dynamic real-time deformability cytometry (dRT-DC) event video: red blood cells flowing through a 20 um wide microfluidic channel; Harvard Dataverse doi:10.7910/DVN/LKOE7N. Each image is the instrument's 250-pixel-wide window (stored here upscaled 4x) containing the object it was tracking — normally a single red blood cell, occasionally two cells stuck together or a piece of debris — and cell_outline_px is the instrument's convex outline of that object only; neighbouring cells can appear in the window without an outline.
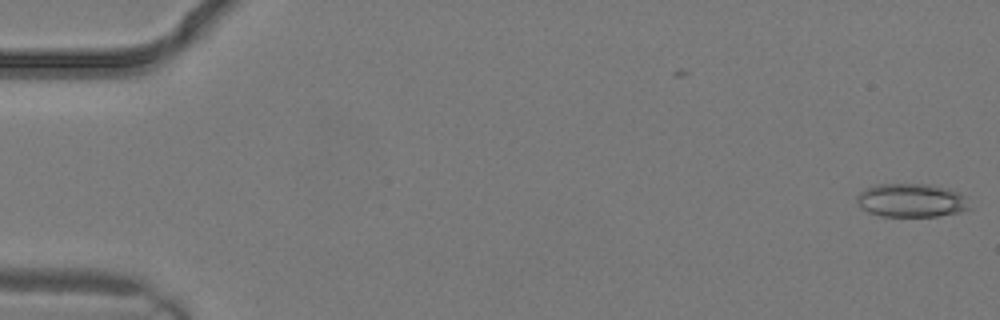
{"species": "common noctule bat (a hibernating species)", "species_latin": "Nyctalus noctula", "temperature_condition": "warm", "stored_images_in_passage": 5, "camera_frame_rate_fps": 3000, "um_per_image_px": 0.085, "animal": {"sex": "male", "body_mass_g": 19.2, "forearm_length_mm": 51.8}, "frame": {"image": 1, "passage_image": 1, "time_ms": 0.0, "image_size_px": [1000, 320], "cell_outline_px": [[972, 208], [960, 212], [936, 216], [880, 216], [868, 212], [860, 208], [856, 200], [856, 196], [864, 188], [876, 184], [924, 184], [948, 188], [960, 192], [964, 196]], "centroid_in_image_um": [77.45, 17.03], "position_along_channel_um": 7.6, "area_um2": 22.25}}